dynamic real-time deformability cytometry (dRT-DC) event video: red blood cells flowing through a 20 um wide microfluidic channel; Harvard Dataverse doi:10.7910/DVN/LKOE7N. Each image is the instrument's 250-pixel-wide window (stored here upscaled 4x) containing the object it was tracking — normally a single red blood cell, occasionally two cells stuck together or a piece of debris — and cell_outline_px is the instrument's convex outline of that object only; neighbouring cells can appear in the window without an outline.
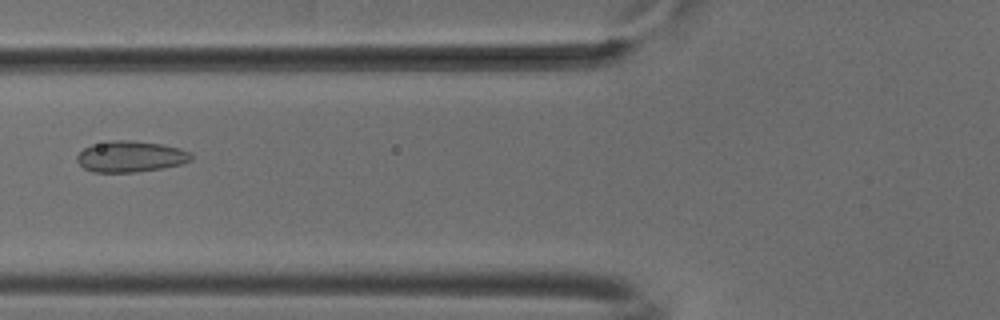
{"species": "common noctule bat (a hibernating species)", "species_latin": "Nyctalus noctula", "temperature_condition": "cold", "stored_images_in_passage": 5, "camera_frame_rate_fps": 3000, "um_per_image_px": 0.085, "animal": {"sex": "male", "body_mass_g": 18.8}, "frame": {"image": 1, "passage_image": 5, "time_ms": 1.333, "image_size_px": [1000, 320], "cell_outline_px": [[192, 160], [180, 164], [160, 168], [136, 172], [92, 172], [84, 168], [76, 160], [76, 156], [84, 148], [92, 144], [108, 140], [128, 140], [164, 144], [180, 148], [192, 152]], "centroid_in_image_um": [11.09, 13.29], "position_along_channel_um": 114.7, "area_um2": 20.81}}